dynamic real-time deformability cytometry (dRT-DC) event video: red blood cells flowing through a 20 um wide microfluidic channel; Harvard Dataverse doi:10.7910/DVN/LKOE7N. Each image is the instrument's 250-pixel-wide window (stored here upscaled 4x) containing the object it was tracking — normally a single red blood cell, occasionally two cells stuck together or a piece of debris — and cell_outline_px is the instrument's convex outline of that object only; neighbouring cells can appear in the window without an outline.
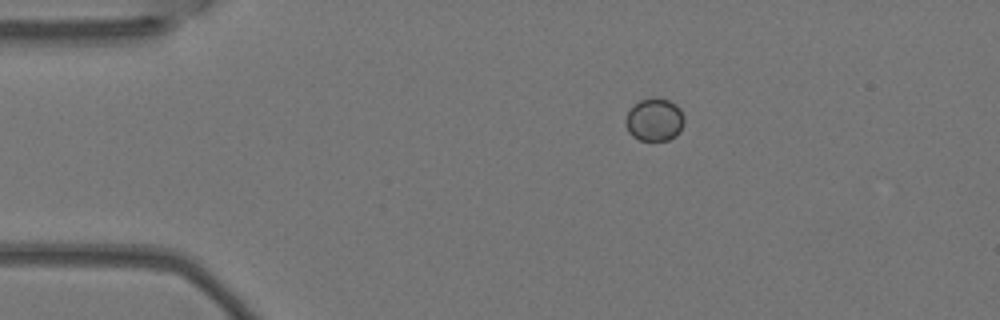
{"species": "Egyptian fruit bat (a non-hibernating species)", "species_latin": "Rousettus aegyptiacus", "temperature_condition": "warm", "stored_images_in_passage": 5, "camera_frame_rate_fps": 3000, "um_per_image_px": 0.085, "animal": {"sex": "female"}, "frame": {"image": 1, "passage_image": 2, "time_ms": 0.333, "image_size_px": [1000, 320], "cell_outline_px": [[684, 124], [680, 132], [676, 136], [668, 140], [640, 140], [632, 136], [628, 132], [624, 124], [624, 120], [628, 112], [640, 100], [668, 100], [676, 104], [680, 108], [684, 116]], "centroid_in_image_um": [55.64, 10.22], "position_along_channel_um": 29.4, "area_um2": 14.45}}
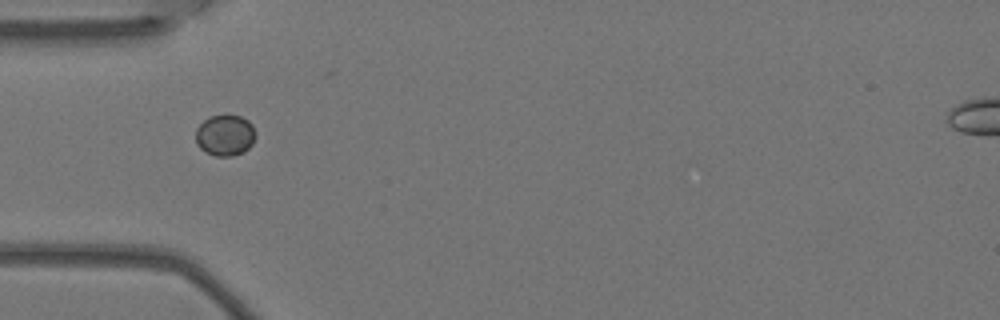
{"frame": {"image": 2, "passage_image": 4, "time_ms": 1.0, "image_size_px": [1000, 320], "cell_outline_px": [[256, 136], [252, 144], [244, 152], [232, 156], [216, 156], [204, 152], [196, 144], [196, 128], [208, 116], [240, 116], [248, 120], [252, 124], [256, 132]], "centroid_in_image_um": [19.13, 11.51], "position_along_channel_um": 65.9, "area_um2": 14.45}}
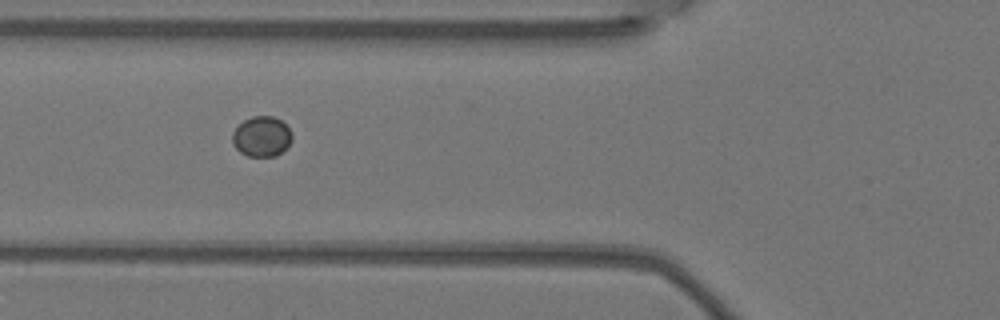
{"frame": {"image": 3, "passage_image": 5, "time_ms": 1.333, "image_size_px": [1000, 320], "cell_outline_px": [[292, 140], [276, 156], [248, 156], [240, 152], [232, 144], [232, 132], [244, 120], [252, 116], [272, 116], [280, 120], [292, 132]], "centroid_in_image_um": [22.22, 11.6], "position_along_channel_um": 103.6, "area_um2": 13.87}}